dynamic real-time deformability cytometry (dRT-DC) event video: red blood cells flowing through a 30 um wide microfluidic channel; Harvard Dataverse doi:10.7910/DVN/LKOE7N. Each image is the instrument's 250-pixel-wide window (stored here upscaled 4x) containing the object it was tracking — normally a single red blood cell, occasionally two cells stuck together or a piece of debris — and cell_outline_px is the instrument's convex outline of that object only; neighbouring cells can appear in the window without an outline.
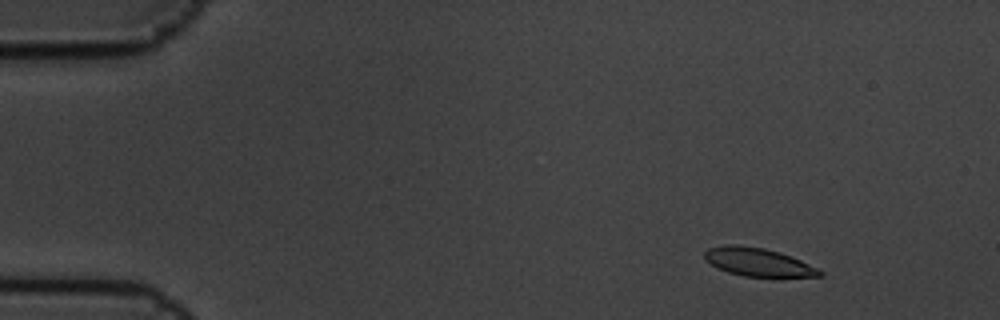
{"species": "common noctule bat (a hibernating species)", "species_latin": "Nyctalus noctula", "temperature_condition": "cold", "stored_images_in_passage": 5, "camera_frame_rate_fps": 3000, "um_per_image_px": 0.085, "animal": {"sex": "male", "body_mass_g": 19.5, "forearm_length_mm": 54.6}, "frame": {"image": 1, "passage_image": 2, "time_ms": 0.333, "image_size_px": [1000, 320], "cell_outline_px": [[824, 276], [744, 276], [728, 272], [704, 260], [704, 252], [708, 248], [728, 244], [736, 244], [764, 248], [780, 252], [800, 260], [824, 272]], "centroid_in_image_um": [64.4, 22.26], "position_along_channel_um": 20.6, "area_um2": 18.67}}
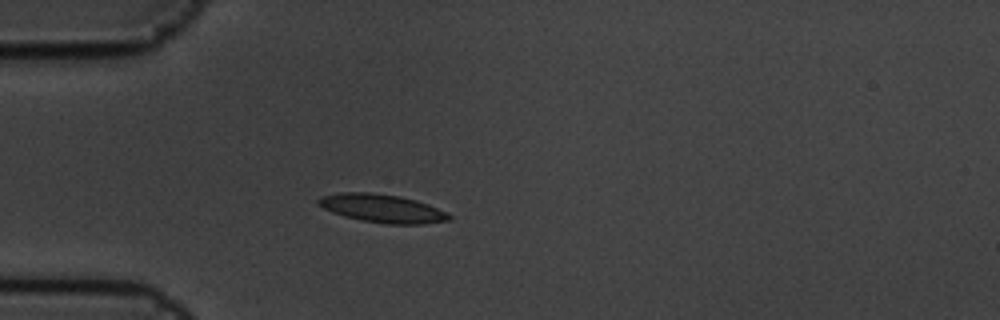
{"frame": {"image": 2, "passage_image": 5, "time_ms": 1.333, "image_size_px": [1000, 320], "cell_outline_px": [[452, 220], [424, 224], [384, 224], [360, 220], [344, 216], [332, 212], [316, 204], [316, 200], [320, 196], [340, 192], [372, 192], [400, 196], [416, 200], [428, 204], [452, 216]], "centroid_in_image_um": [32.46, 17.71], "position_along_channel_um": 52.5, "area_um2": 21.73}}